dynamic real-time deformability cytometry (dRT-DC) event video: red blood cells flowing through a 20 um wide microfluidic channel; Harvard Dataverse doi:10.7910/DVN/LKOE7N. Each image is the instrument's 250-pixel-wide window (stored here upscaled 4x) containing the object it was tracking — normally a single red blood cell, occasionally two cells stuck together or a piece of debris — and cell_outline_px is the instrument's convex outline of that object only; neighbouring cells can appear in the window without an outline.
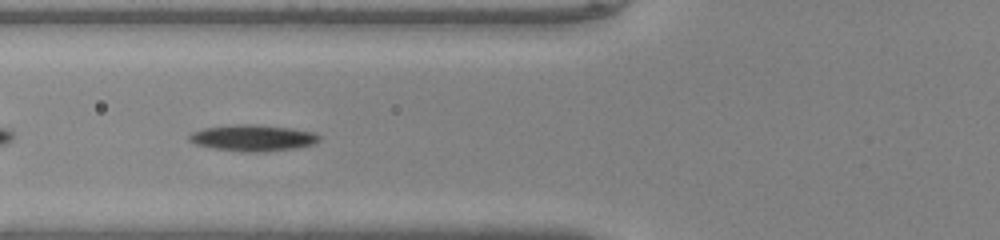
{"species": "common noctule bat (a hibernating species)", "species_latin": "Nyctalus noctula", "temperature_condition": "warm", "stored_images_in_passage": 32, "camera_frame_rate_fps": 3000, "um_per_image_px": 0.085, "animal": {"sex": "male", "body_mass_g": 20.0, "forearm_length_mm": 53.3}, "frame": {"image": 1, "passage_image": 5, "time_ms": 1.333, "image_size_px": [1000, 240], "cell_outline_px": [[320, 140], [316, 144], [296, 148], [264, 152], [244, 152], [216, 148], [196, 144], [188, 140], [188, 136], [192, 132], [204, 128], [236, 124], [252, 124], [292, 128], [312, 132], [320, 136]], "centroid_in_image_um": [21.52, 11.72], "position_along_channel_um": 104.3, "area_um2": 19.94}}
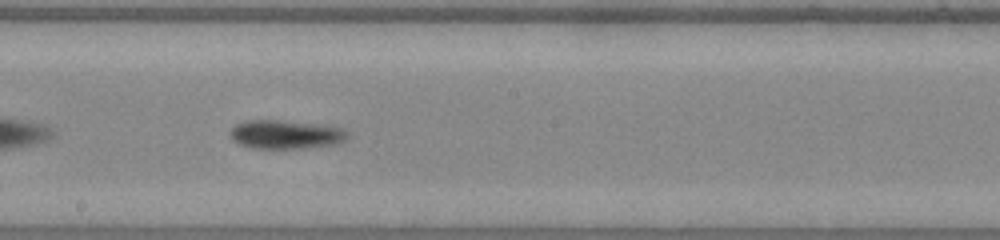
{"frame": {"image": 2, "passage_image": 14, "time_ms": 4.333, "image_size_px": [1000, 240], "cell_outline_px": [[348, 140], [336, 144], [300, 148], [252, 148], [240, 144], [232, 140], [228, 132], [236, 124], [248, 120], [280, 120], [316, 124], [344, 128], [348, 132]], "centroid_in_image_um": [24.29, 11.43], "position_along_channel_um": 223.9, "area_um2": 19.71}}
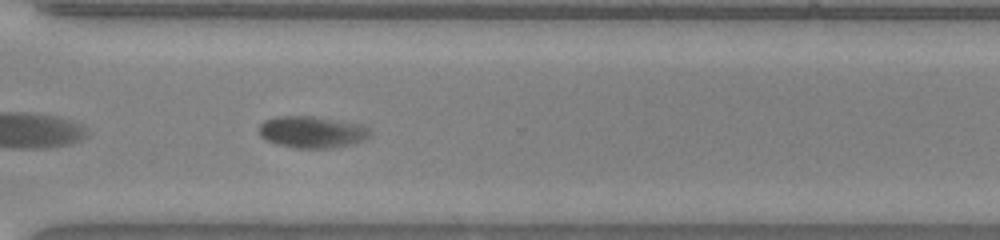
{"frame": {"image": 3, "passage_image": 23, "time_ms": 7.333, "image_size_px": [1000, 240], "cell_outline_px": [[372, 132], [364, 140], [356, 144], [332, 148], [296, 148], [276, 144], [260, 136], [260, 124], [264, 120], [276, 116], [312, 116], [364, 124], [372, 128]], "centroid_in_image_um": [26.59, 11.22], "position_along_channel_um": 344.0, "area_um2": 20.87}}